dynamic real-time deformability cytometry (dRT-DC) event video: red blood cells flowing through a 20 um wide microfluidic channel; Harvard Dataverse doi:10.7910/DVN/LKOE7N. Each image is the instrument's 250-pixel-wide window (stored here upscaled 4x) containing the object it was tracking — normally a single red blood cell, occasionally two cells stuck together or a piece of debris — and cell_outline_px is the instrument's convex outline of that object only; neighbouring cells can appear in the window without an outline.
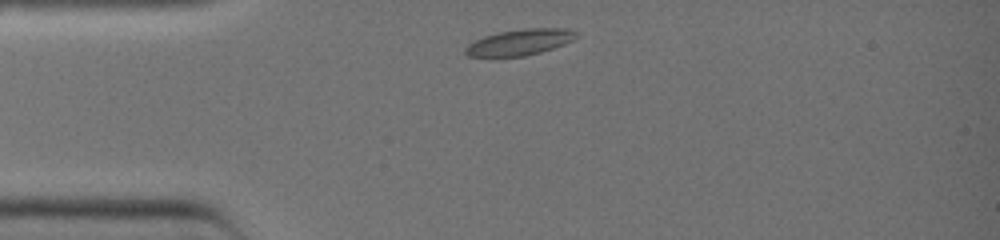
{"species": "common noctule bat (a hibernating species)", "species_latin": "Nyctalus noctula", "temperature_condition": "warm", "stored_images_in_passage": 26, "camera_frame_rate_fps": 3000, "um_per_image_px": 0.085, "animal": {"sex": "female", "body_mass_g": 19.0, "forearm_length_mm": 51.5}, "frame": {"image": 1, "passage_image": 1, "time_ms": 0.0, "image_size_px": [1000, 240], "cell_outline_px": [[580, 36], [564, 44], [540, 52], [524, 56], [468, 56], [464, 52], [464, 48], [468, 44], [484, 36], [500, 32], [524, 28], [572, 28]], "centroid_in_image_um": [44.22, 3.57], "position_along_channel_um": 40.8, "area_um2": 16.76}}
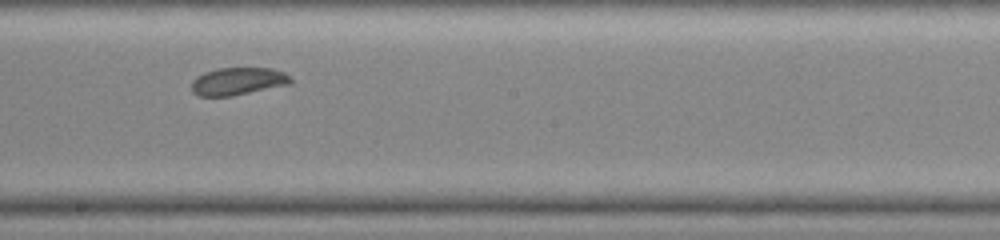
{"frame": {"image": 2, "passage_image": 14, "time_ms": 4.333, "image_size_px": [1000, 240], "cell_outline_px": [[292, 84], [232, 96], [200, 96], [192, 92], [192, 80], [196, 76], [204, 72], [216, 68], [272, 68], [284, 72], [292, 76]], "centroid_in_image_um": [20.25, 6.9], "position_along_channel_um": 227.9, "area_um2": 16.18}}
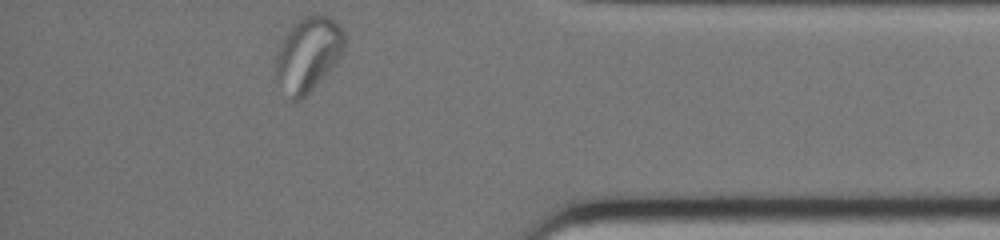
{"frame": {"image": 3, "passage_image": 26, "time_ms": 8.333, "image_size_px": [1000, 240], "cell_outline_px": [[344, 48], [336, 60], [316, 84], [300, 100], [292, 100], [276, 76], [276, 56], [280, 40], [292, 24], [300, 16], [312, 12], [328, 16], [344, 32]], "centroid_in_image_um": [26.15, 4.51], "position_along_channel_um": 409.1, "area_um2": 29.19}}